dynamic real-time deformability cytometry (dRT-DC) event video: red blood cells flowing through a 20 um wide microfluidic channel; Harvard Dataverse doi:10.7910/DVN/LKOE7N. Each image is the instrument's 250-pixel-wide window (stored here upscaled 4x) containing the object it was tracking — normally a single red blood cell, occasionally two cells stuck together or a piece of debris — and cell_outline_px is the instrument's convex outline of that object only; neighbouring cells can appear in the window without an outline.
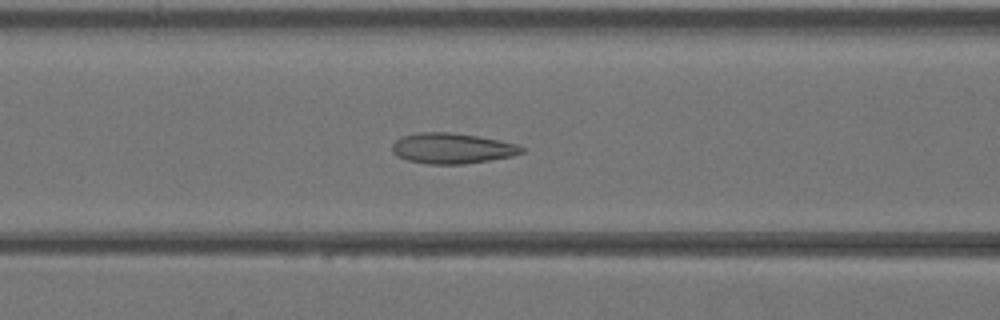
{"species": "Egyptian fruit bat (a non-hibernating species)", "species_latin": "Rousettus aegyptiacus", "temperature_condition": "warm", "stored_images_in_passage": 32, "camera_frame_rate_fps": 3000, "um_per_image_px": 0.085, "animal": {"sex": "female"}, "frame": {"image": 1, "passage_image": 10, "time_ms": 3.0, "image_size_px": [1000, 320], "cell_outline_px": [[524, 152], [512, 156], [464, 164], [428, 164], [408, 160], [396, 156], [392, 152], [392, 144], [400, 136], [420, 132], [448, 132], [476, 136], [500, 140], [516, 144], [524, 148]], "centroid_in_image_um": [38.39, 12.61], "position_along_channel_um": 128.2, "area_um2": 23.0}}
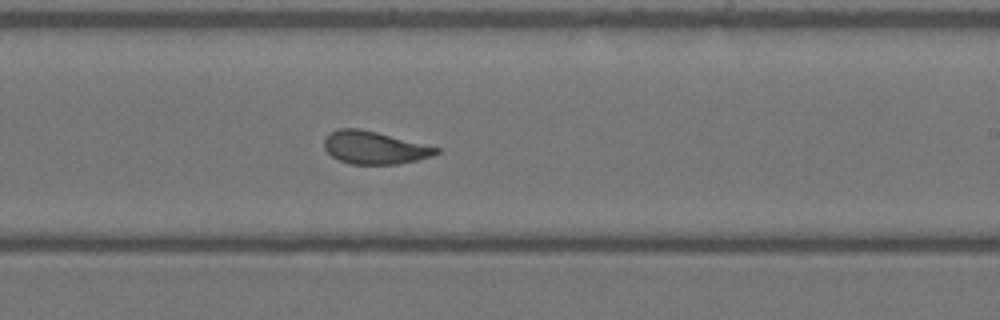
{"frame": {"image": 2, "passage_image": 18, "time_ms": 5.667, "image_size_px": [1000, 320], "cell_outline_px": [[440, 152], [432, 156], [416, 160], [396, 164], [352, 164], [340, 160], [332, 156], [324, 148], [324, 140], [328, 132], [340, 128], [360, 128], [440, 148]], "centroid_in_image_um": [31.8, 12.54], "position_along_channel_um": 257.2, "area_um2": 21.21}}
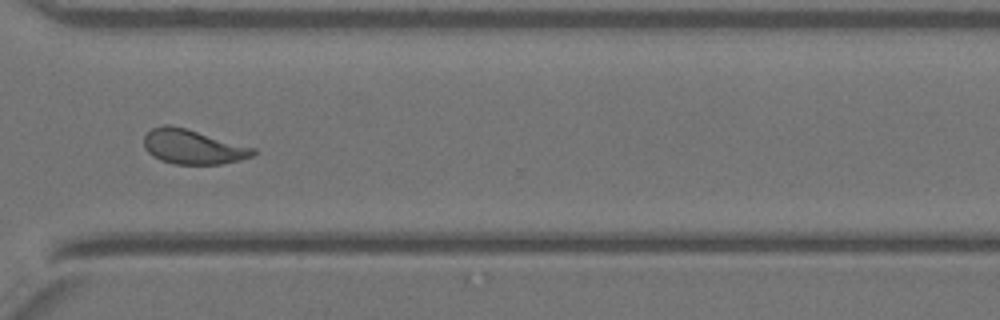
{"frame": {"image": 3, "passage_image": 24, "time_ms": 7.667, "image_size_px": [1000, 320], "cell_outline_px": [[256, 152], [252, 156], [240, 160], [220, 164], [176, 164], [160, 160], [152, 156], [144, 148], [144, 136], [152, 128], [164, 124], [168, 124], [184, 128], [256, 148]], "centroid_in_image_um": [16.37, 12.48], "position_along_channel_um": 354.2, "area_um2": 21.85}}